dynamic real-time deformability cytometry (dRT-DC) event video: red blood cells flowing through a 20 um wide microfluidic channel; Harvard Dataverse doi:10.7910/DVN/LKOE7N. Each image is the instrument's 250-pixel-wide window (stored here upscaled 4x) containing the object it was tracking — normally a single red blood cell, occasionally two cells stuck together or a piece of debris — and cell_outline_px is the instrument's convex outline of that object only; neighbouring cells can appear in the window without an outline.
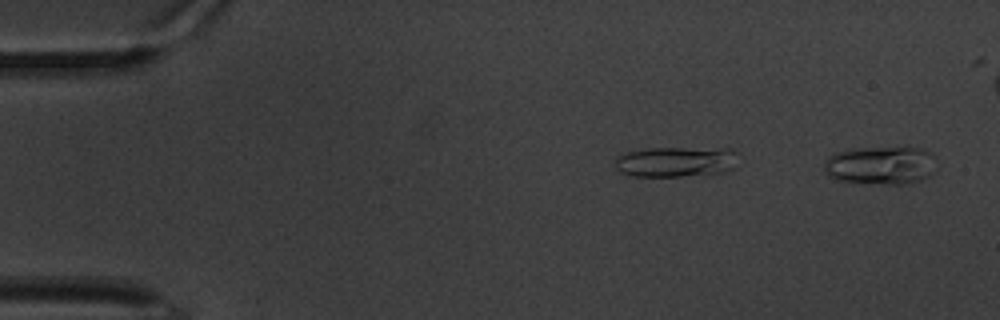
{"species": "common noctule bat (a hibernating species)", "species_latin": "Nyctalus noctula", "temperature_condition": "warm", "stored_images_in_passage": 11, "segment_of_instrument_passage": [2, 2], "camera_frame_rate_fps": 3000, "um_per_image_px": 0.085, "animal": {"sex": "male", "body_mass_g": 20.1, "forearm_length_mm": 53.5}, "frame": {"image": 1, "passage_image": 11, "time_ms": 3.333, "image_size_px": [1000, 320], "cell_outline_px": [[936, 172], [932, 176], [920, 180], [904, 184], [888, 184], [836, 180], [828, 176], [824, 172], [824, 160], [828, 156], [836, 152], [856, 148], [920, 148], [932, 152], [936, 156]], "centroid_in_image_um": [74.9, 14.05], "position_along_channel_um": 10.1, "area_um2": 25.43}}